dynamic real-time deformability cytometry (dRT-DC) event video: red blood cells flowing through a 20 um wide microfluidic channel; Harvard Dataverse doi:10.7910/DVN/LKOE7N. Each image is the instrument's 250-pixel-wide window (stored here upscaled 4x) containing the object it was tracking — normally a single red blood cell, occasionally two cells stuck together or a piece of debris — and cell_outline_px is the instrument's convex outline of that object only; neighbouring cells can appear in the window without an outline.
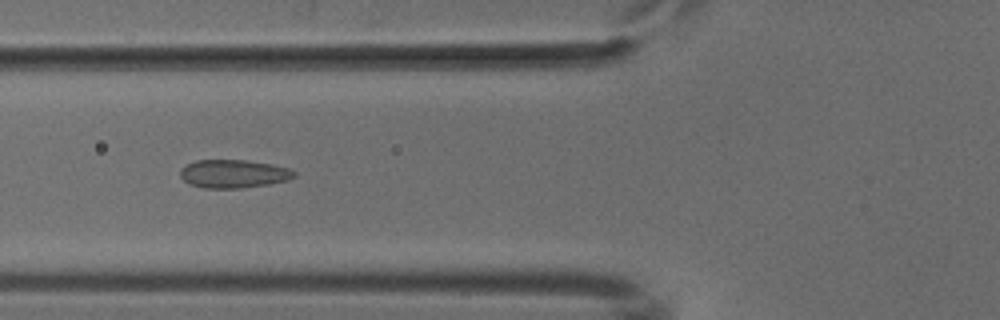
{"species": "common noctule bat (a hibernating species)", "species_latin": "Nyctalus noctula", "temperature_condition": "cold", "stored_images_in_passage": 44, "camera_frame_rate_fps": 3000, "um_per_image_px": 0.085, "animal": {"sex": "male", "body_mass_g": 18.8}, "frame": {"image": 1, "passage_image": 12, "time_ms": 3.667, "image_size_px": [1000, 320], "cell_outline_px": [[296, 176], [288, 180], [268, 184], [240, 188], [204, 188], [188, 184], [180, 176], [180, 168], [196, 160], [244, 160], [272, 164], [288, 168], [296, 172]], "centroid_in_image_um": [19.84, 14.77], "position_along_channel_um": 106.0, "area_um2": 18.79}}
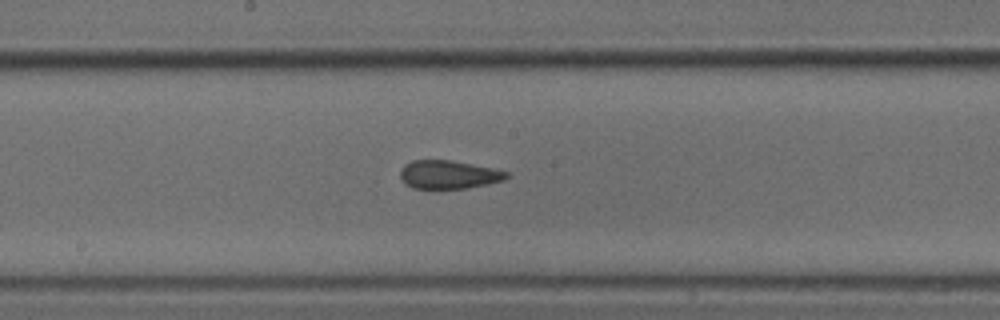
{"frame": {"image": 2, "passage_image": 20, "time_ms": 6.333, "image_size_px": [1000, 320], "cell_outline_px": [[508, 176], [504, 180], [488, 184], [468, 188], [412, 188], [404, 184], [400, 176], [400, 172], [404, 164], [412, 160], [452, 160], [492, 168], [508, 172]], "centroid_in_image_um": [38.11, 14.84], "position_along_channel_um": 210.1, "area_um2": 17.57}}
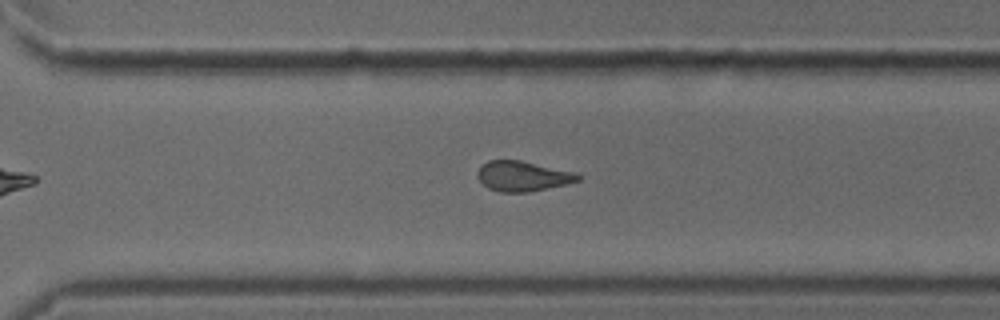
{"frame": {"image": 3, "passage_image": 29, "time_ms": 9.333, "image_size_px": [1000, 320], "cell_outline_px": [[580, 180], [564, 184], [528, 192], [500, 192], [488, 188], [476, 176], [476, 172], [488, 160], [520, 160], [572, 172], [580, 176]], "centroid_in_image_um": [44.37, 14.97], "position_along_channel_um": 326.2, "area_um2": 17.22}}